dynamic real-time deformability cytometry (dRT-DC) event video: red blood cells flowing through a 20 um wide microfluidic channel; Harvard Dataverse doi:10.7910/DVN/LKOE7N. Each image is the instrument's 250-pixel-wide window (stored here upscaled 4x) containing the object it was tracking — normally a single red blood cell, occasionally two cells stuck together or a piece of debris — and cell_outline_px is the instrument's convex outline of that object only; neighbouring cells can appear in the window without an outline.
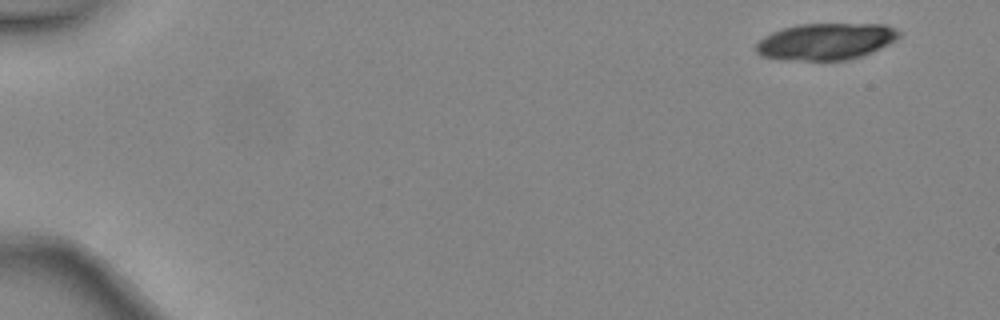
{"species": "common noctule bat (a hibernating species)", "species_latin": "Nyctalus noctula", "temperature_condition": "warm", "stored_images_in_passage": 5, "camera_frame_rate_fps": 3000, "um_per_image_px": 0.085, "animal": {"sex": "female", "body_mass_g": 24.6, "forearm_length_mm": 56.2}, "frame": {"image": 1, "passage_image": 1, "time_ms": 0.0, "image_size_px": [1000, 320], "cell_outline_px": [[900, 36], [896, 40], [872, 52], [848, 60], [784, 60], [764, 56], [756, 52], [756, 44], [764, 36], [772, 32], [784, 28], [800, 24], [884, 24], [896, 28], [900, 32]], "centroid_in_image_um": [70.21, 3.52], "position_along_channel_um": 14.8, "area_um2": 30.46}}